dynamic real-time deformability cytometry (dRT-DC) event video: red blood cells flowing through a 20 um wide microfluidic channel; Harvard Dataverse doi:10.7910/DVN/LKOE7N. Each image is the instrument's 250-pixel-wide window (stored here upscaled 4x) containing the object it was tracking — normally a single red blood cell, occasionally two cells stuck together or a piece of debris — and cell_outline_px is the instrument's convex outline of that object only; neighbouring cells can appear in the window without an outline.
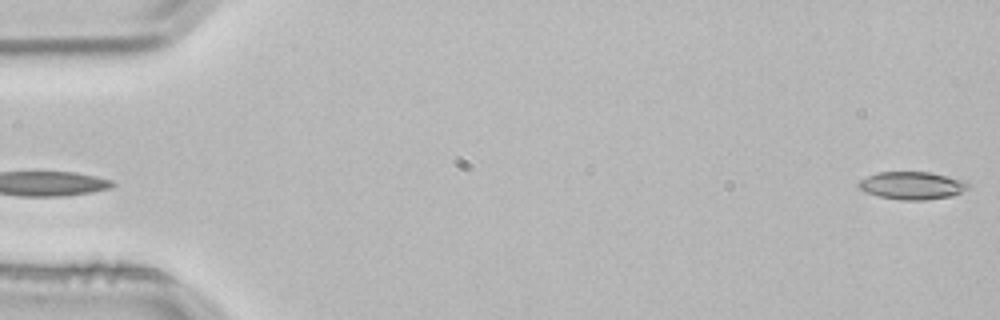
{"species": "common noctule bat (a hibernating species)", "species_latin": "Nyctalus noctula", "temperature_condition": "room temperature", "stored_images_in_passage": 3, "segment_of_instrument_passage": [2, 2], "camera_frame_rate_fps": 3000, "um_per_image_px": 0.085, "animal": {"sex": "male", "body_mass_g": 21.5, "forearm_length_mm": 52.0}, "frame": {"image": 1, "passage_image": 3, "time_ms": 0.667, "image_size_px": [1000, 320], "cell_outline_px": [[968, 188], [952, 196], [924, 200], [904, 200], [880, 196], [864, 192], [856, 184], [860, 180], [876, 172], [928, 172], [968, 180]], "centroid_in_image_um": [77.53, 15.76], "position_along_channel_um": 7.5, "area_um2": 17.69}}